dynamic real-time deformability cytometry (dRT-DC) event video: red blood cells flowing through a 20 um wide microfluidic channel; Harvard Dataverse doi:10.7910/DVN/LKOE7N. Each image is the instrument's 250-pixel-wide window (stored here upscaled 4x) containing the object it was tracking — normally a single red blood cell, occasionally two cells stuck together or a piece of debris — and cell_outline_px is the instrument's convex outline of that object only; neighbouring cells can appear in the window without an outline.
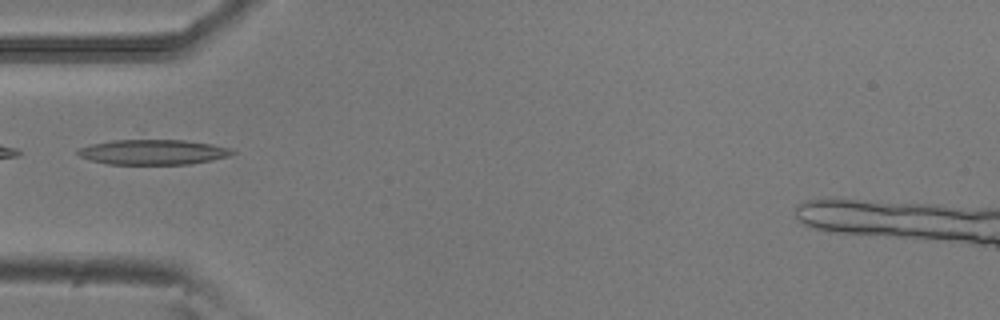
{"species": "common noctule bat (a hibernating species)", "species_latin": "Nyctalus noctula", "temperature_condition": "room temperature", "stored_images_in_passage": 7, "camera_frame_rate_fps": 3000, "um_per_image_px": 0.085, "animal": {"sex": "male", "body_mass_g": 20.5, "forearm_length_mm": 52.5}, "frame": {"image": 1, "passage_image": 5, "time_ms": 1.333, "image_size_px": [1000, 320], "cell_outline_px": [[236, 152], [228, 156], [212, 160], [192, 164], [108, 164], [92, 160], [80, 156], [76, 152], [80, 148], [88, 144], [112, 140], [184, 140], [212, 144], [232, 148]], "centroid_in_image_um": [13.03, 12.92], "position_along_channel_um": 72.0, "area_um2": 22.6}}
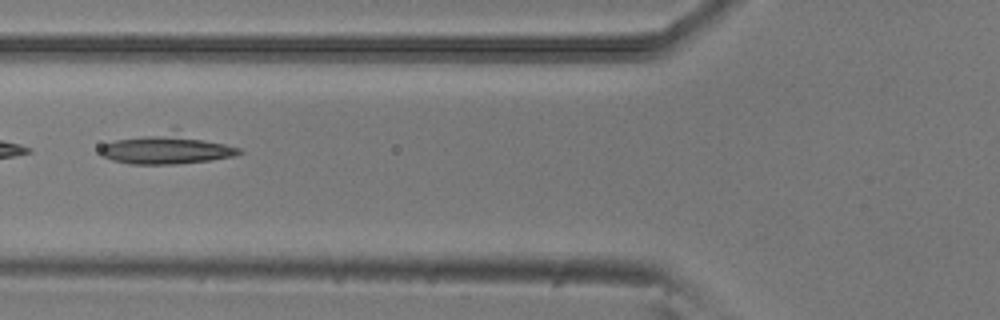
{"frame": {"image": 2, "passage_image": 6, "time_ms": 1.667, "image_size_px": [1000, 320], "cell_outline_px": [[244, 152], [232, 156], [208, 160], [172, 164], [128, 164], [112, 160], [100, 156], [96, 152], [104, 144], [116, 140], [176, 128], [240, 148]], "centroid_in_image_um": [14.15, 12.63], "position_along_channel_um": 111.7, "area_um2": 24.8}}
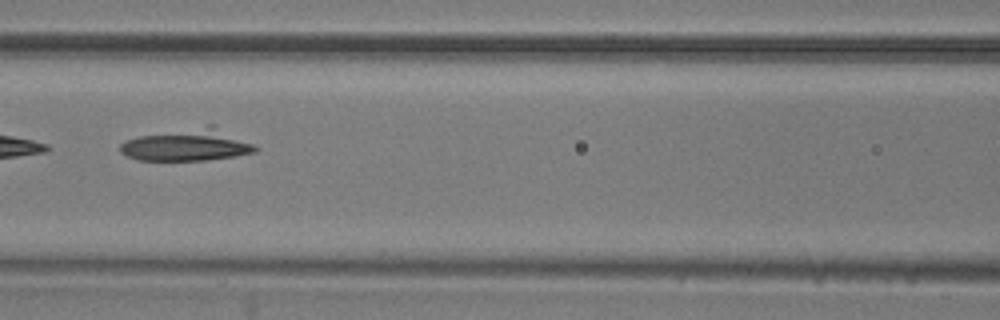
{"frame": {"image": 3, "passage_image": 7, "time_ms": 2.0, "image_size_px": [1000, 320], "cell_outline_px": [[260, 148], [256, 152], [236, 156], [204, 160], [136, 160], [120, 152], [120, 144], [124, 140], [140, 136], [208, 124], [212, 124]], "centroid_in_image_um": [15.91, 12.32], "position_along_channel_um": 150.7, "area_um2": 25.09}}